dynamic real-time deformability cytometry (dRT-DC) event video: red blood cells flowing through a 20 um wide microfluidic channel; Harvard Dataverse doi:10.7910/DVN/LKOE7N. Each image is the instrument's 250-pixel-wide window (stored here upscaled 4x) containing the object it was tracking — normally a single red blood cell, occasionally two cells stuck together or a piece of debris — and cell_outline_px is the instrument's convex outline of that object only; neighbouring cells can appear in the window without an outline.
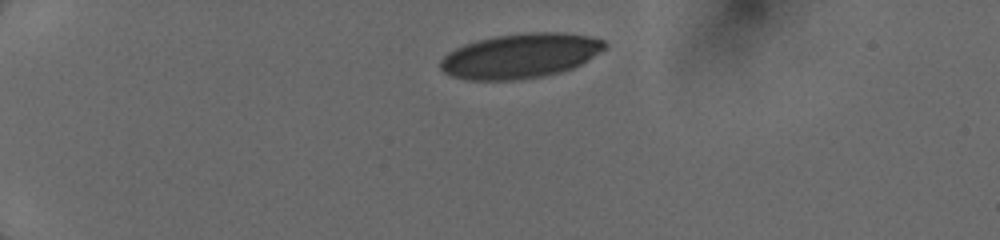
{"species": "human", "species_latin": "Homo sapiens", "temperature_condition": "cold", "stored_images_in_passage": 41, "camera_frame_rate_fps": 3000, "um_per_image_px": 0.085, "donor": {"sex": "female"}, "frame": {"image": 1, "passage_image": 1, "time_ms": 0.0, "image_size_px": [1000, 240], "cell_outline_px": [[608, 44], [600, 52], [580, 64], [572, 68], [560, 72], [544, 76], [516, 80], [468, 80], [452, 76], [444, 72], [440, 68], [440, 60], [448, 52], [464, 44], [476, 40], [496, 36], [528, 32], [560, 32], [588, 36], [604, 40]], "centroid_in_image_um": [44.21, 4.75], "position_along_channel_um": 40.8, "area_um2": 42.77}}
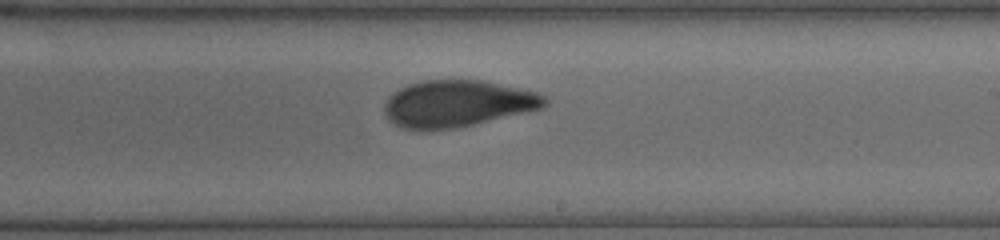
{"frame": {"image": 2, "passage_image": 22, "time_ms": 6.667, "image_size_px": [1000, 240], "cell_outline_px": [[548, 100], [540, 108], [456, 128], [428, 132], [404, 128], [388, 120], [384, 112], [384, 104], [388, 96], [400, 88], [408, 84], [424, 80], [480, 80], [536, 92], [544, 96]], "centroid_in_image_um": [38.78, 8.82], "position_along_channel_um": 250.2, "area_um2": 43.41}}
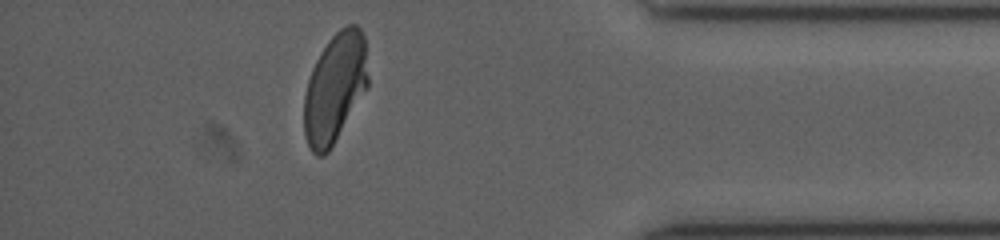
{"frame": {"image": 3, "passage_image": 35, "time_ms": 11.0, "image_size_px": [1000, 240], "cell_outline_px": [[368, 88], [328, 152], [324, 156], [316, 156], [312, 152], [308, 144], [304, 132], [304, 96], [308, 80], [312, 68], [320, 52], [328, 40], [340, 28], [348, 24], [356, 24], [360, 28], [364, 36], [368, 76]], "centroid_in_image_um": [28.47, 7.47], "position_along_channel_um": 406.7, "area_um2": 40.92}}